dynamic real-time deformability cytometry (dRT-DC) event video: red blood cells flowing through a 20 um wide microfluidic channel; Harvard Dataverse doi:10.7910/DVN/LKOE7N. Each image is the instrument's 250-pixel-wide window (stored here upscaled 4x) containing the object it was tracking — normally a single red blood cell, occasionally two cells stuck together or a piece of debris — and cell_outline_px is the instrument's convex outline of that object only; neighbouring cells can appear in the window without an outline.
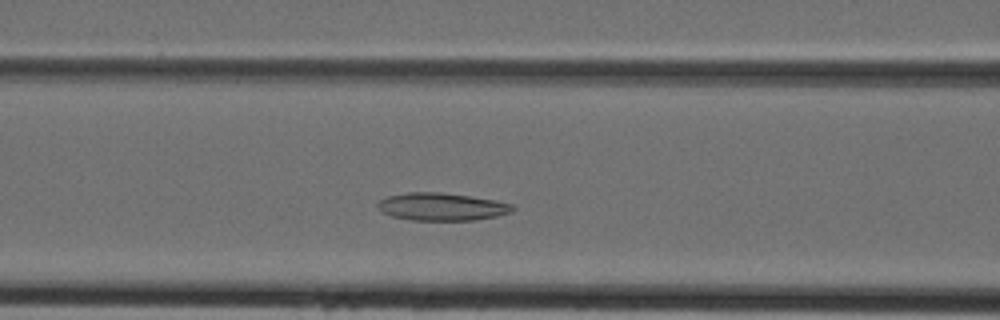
{"species": "Egyptian fruit bat (a non-hibernating species)", "species_latin": "Rousettus aegyptiacus", "temperature_condition": "cold", "stored_images_in_passage": 37, "camera_frame_rate_fps": 3000, "um_per_image_px": 0.085, "animal": {"sex": "female"}, "frame": {"image": 1, "passage_image": 11, "time_ms": 3.333, "image_size_px": [1000, 320], "cell_outline_px": [[516, 208], [512, 212], [496, 216], [472, 220], [412, 220], [392, 216], [380, 212], [376, 208], [376, 204], [380, 200], [388, 196], [408, 192], [444, 192], [472, 196], [496, 200], [512, 204]], "centroid_in_image_um": [37.54, 17.56], "position_along_channel_um": 129.1, "area_um2": 21.96}}
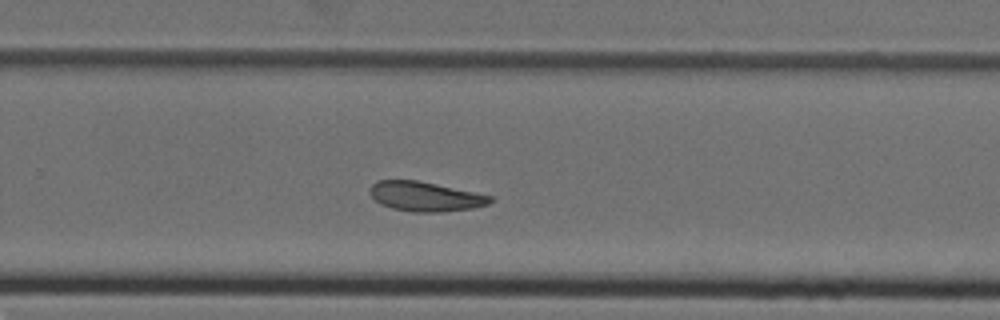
{"frame": {"image": 2, "passage_image": 22, "time_ms": 7.0, "image_size_px": [1000, 320], "cell_outline_px": [[492, 200], [488, 204], [472, 208], [440, 212], [412, 212], [392, 208], [380, 204], [372, 196], [372, 184], [376, 180], [416, 180], [436, 184], [492, 196]], "centroid_in_image_um": [36.14, 16.7], "position_along_channel_um": 293.7, "area_um2": 20.4}}
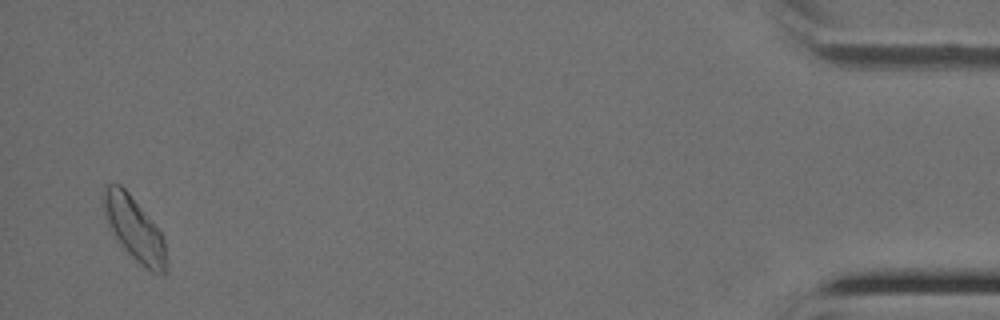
{"frame": {"image": 3, "passage_image": 36, "time_ms": 11.667, "image_size_px": [1000, 320], "cell_outline_px": [[168, 268], [164, 276], [152, 272], [140, 264], [116, 240], [104, 212], [100, 196], [104, 184], [120, 184], [128, 192], [160, 232], [164, 240], [168, 264]], "centroid_in_image_um": [11.41, 19.46], "position_along_channel_um": 423.8, "area_um2": 23.29}}